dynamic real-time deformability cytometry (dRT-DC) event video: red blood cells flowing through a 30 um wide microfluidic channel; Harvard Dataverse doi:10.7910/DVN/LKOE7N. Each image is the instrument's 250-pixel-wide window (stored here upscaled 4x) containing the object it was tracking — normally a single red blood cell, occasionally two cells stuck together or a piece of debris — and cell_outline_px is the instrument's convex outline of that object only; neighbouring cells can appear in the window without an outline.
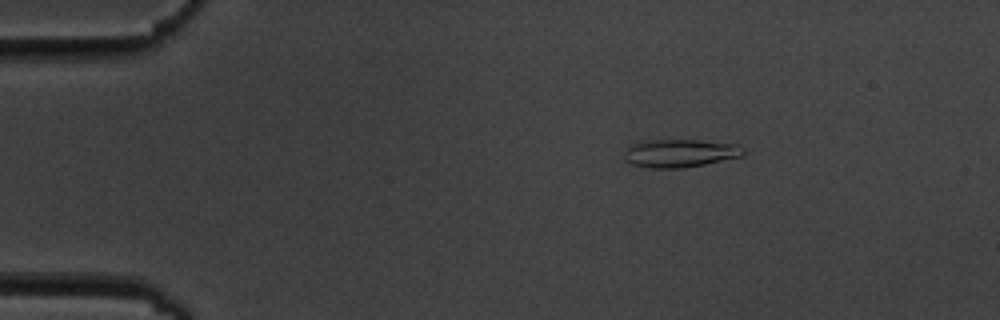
{"species": "common noctule bat (a hibernating species)", "species_latin": "Nyctalus noctula", "temperature_condition": "cold", "stored_images_in_passage": 5, "camera_frame_rate_fps": 3000, "um_per_image_px": 0.085, "animal": {"sex": "male", "body_mass_g": 19.5, "forearm_length_mm": 54.6}, "frame": {"image": 1, "passage_image": 3, "time_ms": 2.333, "image_size_px": [1000, 320], "cell_outline_px": [[744, 156], [684, 168], [648, 168], [632, 164], [624, 160], [624, 152], [628, 144], [640, 140], [696, 140], [736, 144], [744, 148]], "centroid_in_image_um": [57.74, 13.02], "position_along_channel_um": 27.3, "area_um2": 19.77}}